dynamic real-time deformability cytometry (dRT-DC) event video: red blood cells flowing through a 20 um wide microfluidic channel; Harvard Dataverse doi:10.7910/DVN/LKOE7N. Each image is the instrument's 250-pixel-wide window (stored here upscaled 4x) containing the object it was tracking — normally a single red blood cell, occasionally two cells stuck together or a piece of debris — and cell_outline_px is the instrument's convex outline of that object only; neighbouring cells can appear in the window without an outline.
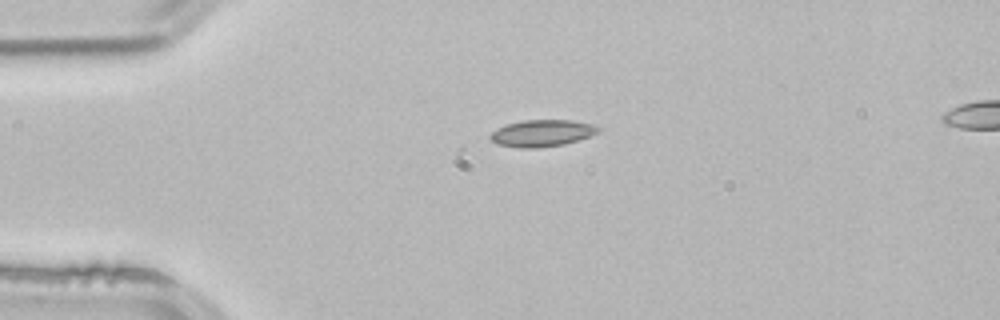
{"species": "common noctule bat (a hibernating species)", "species_latin": "Nyctalus noctula", "temperature_condition": "room temperature", "stored_images_in_passage": 2, "camera_frame_rate_fps": 3000, "um_per_image_px": 0.085, "animal": {"sex": "male", "body_mass_g": 21.5, "forearm_length_mm": 52.0}, "frame": {"image": 1, "passage_image": 1, "time_ms": 0.0, "image_size_px": [1000, 320], "cell_outline_px": [[600, 132], [564, 144], [540, 148], [520, 148], [496, 144], [488, 136], [492, 132], [508, 124], [520, 120], [572, 120], [592, 124], [600, 128]], "centroid_in_image_um": [46.06, 11.32], "position_along_channel_um": 38.9, "area_um2": 16.76}}